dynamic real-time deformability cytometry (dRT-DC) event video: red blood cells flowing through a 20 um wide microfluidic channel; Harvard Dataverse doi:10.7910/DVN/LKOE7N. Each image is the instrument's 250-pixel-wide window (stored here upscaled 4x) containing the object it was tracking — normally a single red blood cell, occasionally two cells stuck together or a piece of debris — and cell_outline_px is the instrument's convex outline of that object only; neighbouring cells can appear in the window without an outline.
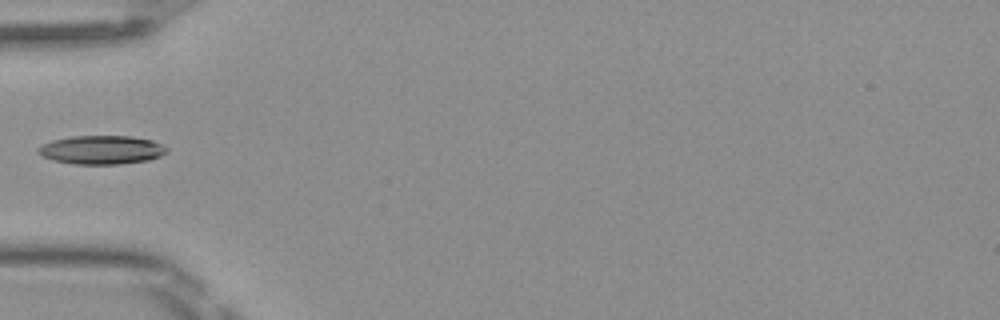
{"species": "Egyptian fruit bat (a non-hibernating species)", "species_latin": "Rousettus aegyptiacus", "temperature_condition": "room temperature", "stored_images_in_passage": 3, "camera_frame_rate_fps": 3000, "um_per_image_px": 0.085, "frame": {"image": 1, "passage_image": 1, "time_ms": 0.0, "image_size_px": [1000, 320], "cell_outline_px": [[168, 152], [160, 156], [148, 160], [120, 164], [72, 164], [52, 160], [36, 152], [36, 148], [40, 144], [52, 140], [72, 136], [132, 136], [152, 140], [168, 148]], "centroid_in_image_um": [8.6, 12.73], "position_along_channel_um": 76.4, "area_um2": 21.68}}
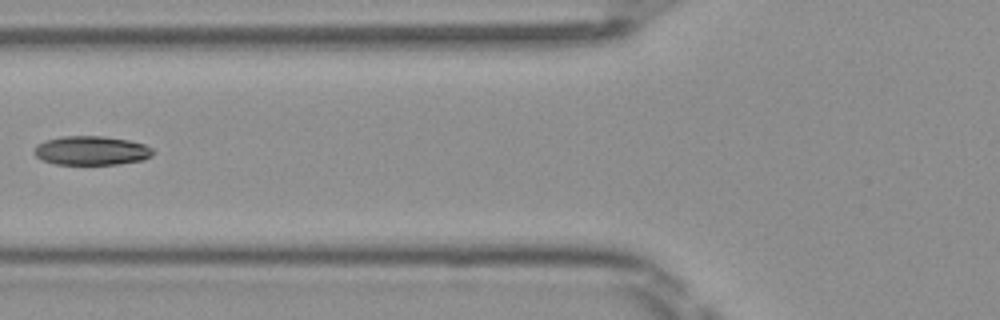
{"frame": {"image": 2, "passage_image": 2, "time_ms": 0.333, "image_size_px": [1000, 320], "cell_outline_px": [[156, 152], [152, 156], [144, 160], [116, 164], [56, 164], [44, 160], [36, 156], [32, 152], [36, 144], [44, 140], [64, 136], [104, 136], [128, 140], [144, 144], [152, 148]], "centroid_in_image_um": [7.78, 12.79], "position_along_channel_um": 118.0, "area_um2": 20.23}}
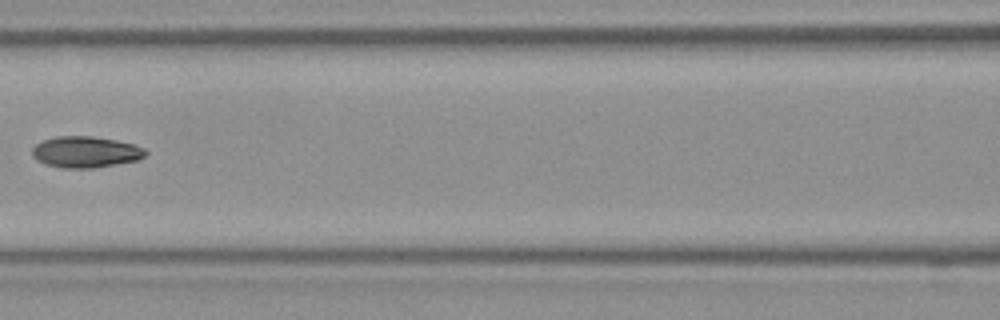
{"frame": {"image": 3, "passage_image": 3, "time_ms": 0.667, "image_size_px": [1000, 320], "cell_outline_px": [[148, 152], [140, 160], [92, 168], [64, 168], [44, 164], [36, 160], [32, 156], [32, 148], [40, 140], [56, 136], [92, 136], [116, 140], [136, 144], [144, 148]], "centroid_in_image_um": [7.27, 12.91], "position_along_channel_um": 159.3, "area_um2": 20.92}}